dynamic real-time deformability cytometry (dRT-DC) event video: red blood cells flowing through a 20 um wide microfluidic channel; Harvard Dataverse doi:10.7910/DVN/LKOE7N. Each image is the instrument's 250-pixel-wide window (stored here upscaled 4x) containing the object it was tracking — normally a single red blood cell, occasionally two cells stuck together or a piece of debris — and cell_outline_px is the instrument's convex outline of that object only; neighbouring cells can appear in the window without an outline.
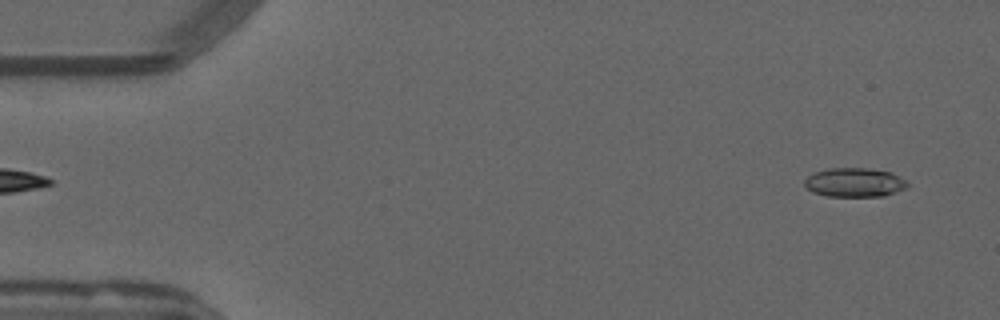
{"species": "common noctule bat (a hibernating species)", "species_latin": "Nyctalus noctula", "temperature_condition": "warm", "stored_images_in_passage": 52, "camera_frame_rate_fps": 3000, "um_per_image_px": 0.085, "animal": {"sex": "male", "forearm_length_mm": 52.5}, "frame": {"image": 1, "passage_image": 2, "time_ms": 0.333, "image_size_px": [1000, 320], "cell_outline_px": [[908, 188], [884, 196], [828, 196], [812, 192], [804, 188], [804, 180], [812, 172], [828, 168], [868, 168], [892, 172], [904, 180], [908, 184]], "centroid_in_image_um": [72.6, 15.5], "position_along_channel_um": 12.4, "area_um2": 17.63}}
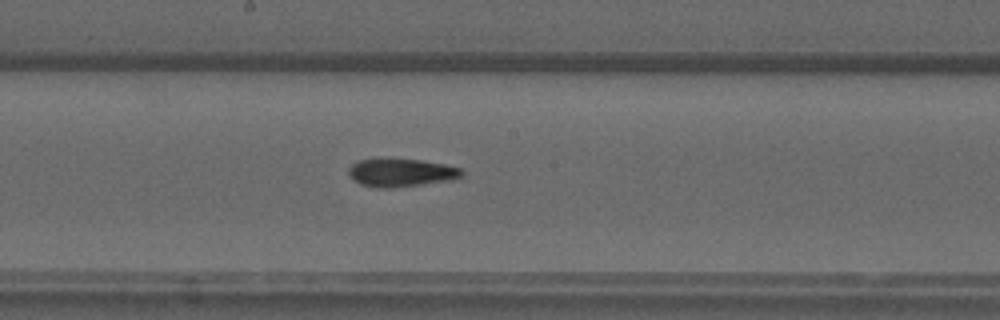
{"frame": {"image": 2, "passage_image": 27, "time_ms": 8.667, "image_size_px": [1000, 320], "cell_outline_px": [[464, 176], [456, 180], [392, 188], [376, 188], [360, 184], [348, 176], [348, 168], [352, 164], [360, 160], [388, 156], [420, 160], [444, 164], [460, 168], [464, 172]], "centroid_in_image_um": [34.09, 14.65], "position_along_channel_um": 214.1, "area_um2": 19.36}}
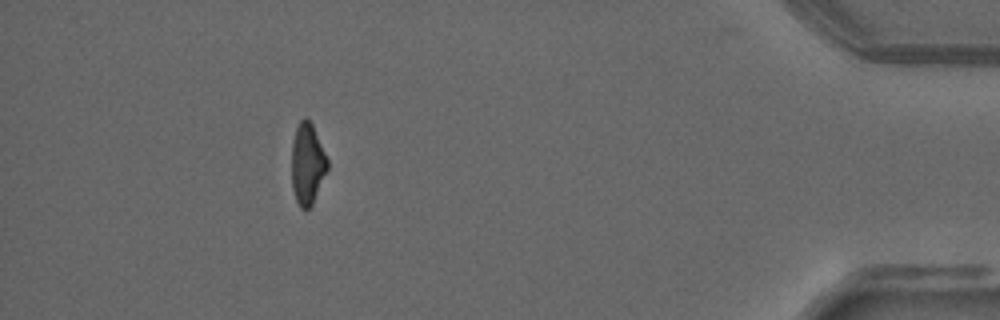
{"frame": {"image": 3, "passage_image": 47, "time_ms": 15.333, "image_size_px": [1000, 320], "cell_outline_px": [[328, 168], [312, 204], [304, 212], [300, 208], [296, 200], [292, 188], [292, 144], [296, 128], [300, 120], [304, 116], [312, 124], [328, 160]], "centroid_in_image_um": [26.12, 13.95], "position_along_channel_um": 409.1, "area_um2": 16.82}, "authors_computed_cell_mechanics": {"area_um2": 17.9469, "velocity_mm_per_s": 3.8179, "shape_relaxation_time_tau1_ms": 10.0919, "shape_relaxation_time_tau2_ms": 3.974, "deformation_change_tau1": 0.2879, "deformation_change_tau2": 0.1078}}